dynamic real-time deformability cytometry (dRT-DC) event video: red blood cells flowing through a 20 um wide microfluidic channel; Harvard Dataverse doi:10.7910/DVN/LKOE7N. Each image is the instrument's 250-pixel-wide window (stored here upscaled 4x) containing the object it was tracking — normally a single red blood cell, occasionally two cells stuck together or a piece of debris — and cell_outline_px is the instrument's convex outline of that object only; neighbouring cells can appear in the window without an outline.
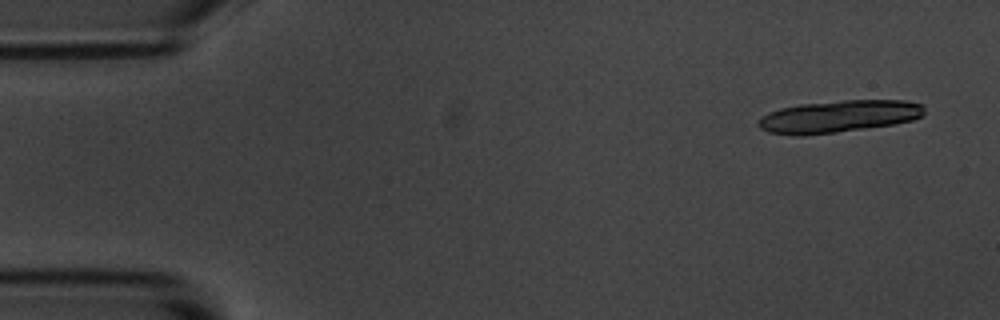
{"species": "common noctule bat (a hibernating species)", "species_latin": "Nyctalus noctula", "temperature_condition": "room temperature", "stored_images_in_passage": 5, "camera_frame_rate_fps": 3000, "um_per_image_px": 0.085, "animal": {"sex": "male", "body_mass_g": 20.1, "forearm_length_mm": 53.5}, "frame": {"image": 1, "passage_image": 1, "time_ms": 0.0, "image_size_px": [1000, 320], "cell_outline_px": [[924, 116], [912, 120], [892, 124], [836, 132], [804, 136], [796, 136], [768, 132], [760, 128], [756, 124], [768, 112], [780, 108], [800, 104], [844, 100], [904, 100], [924, 104]], "centroid_in_image_um": [71.29, 9.89], "position_along_channel_um": 13.7, "area_um2": 31.15}}
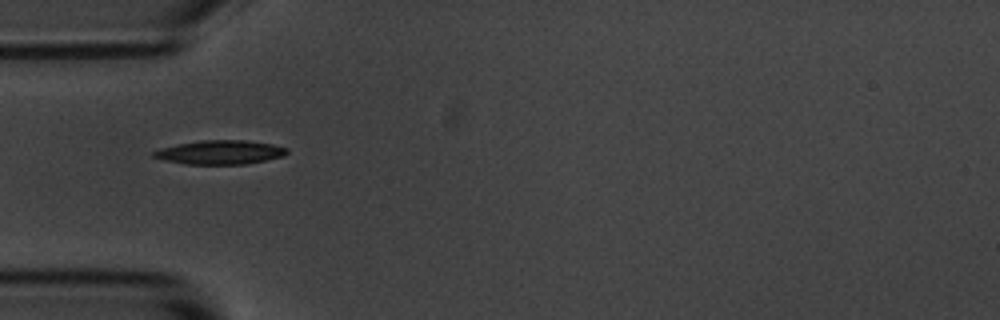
{"frame": {"image": 2, "passage_image": 5, "time_ms": 4.667, "image_size_px": [1000, 320], "cell_outline_px": [[288, 152], [284, 156], [248, 164], [184, 164], [164, 160], [152, 156], [152, 152], [160, 148], [176, 144], [200, 140], [244, 140], [272, 144], [288, 148]], "centroid_in_image_um": [18.7, 12.94], "position_along_channel_um": 66.3, "area_um2": 18.73}}